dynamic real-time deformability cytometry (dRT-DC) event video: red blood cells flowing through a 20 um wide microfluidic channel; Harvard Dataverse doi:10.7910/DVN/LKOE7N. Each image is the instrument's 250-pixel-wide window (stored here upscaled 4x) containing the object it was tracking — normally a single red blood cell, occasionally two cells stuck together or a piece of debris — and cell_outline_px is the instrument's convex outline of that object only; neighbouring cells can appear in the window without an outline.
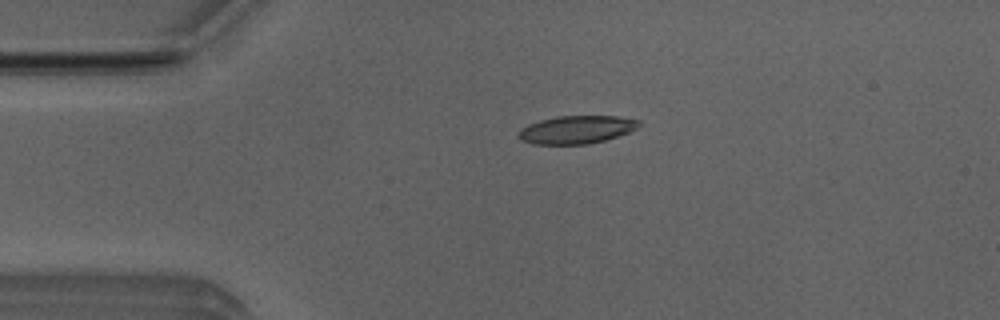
{"species": "Egyptian fruit bat (a non-hibernating species)", "species_latin": "Rousettus aegyptiacus", "temperature_condition": "room temperature", "stored_images_in_passage": 2, "camera_frame_rate_fps": 3000, "um_per_image_px": 0.085, "animal": {"sex": "male"}, "frame": {"image": 1, "passage_image": 1, "time_ms": 0.0, "image_size_px": [1000, 320], "cell_outline_px": [[640, 124], [636, 128], [628, 132], [604, 140], [588, 144], [536, 144], [520, 140], [516, 136], [520, 128], [528, 124], [540, 120], [556, 116], [616, 116], [640, 120]], "centroid_in_image_um": [48.95, 11.01], "position_along_channel_um": 36.1, "area_um2": 19.59}}